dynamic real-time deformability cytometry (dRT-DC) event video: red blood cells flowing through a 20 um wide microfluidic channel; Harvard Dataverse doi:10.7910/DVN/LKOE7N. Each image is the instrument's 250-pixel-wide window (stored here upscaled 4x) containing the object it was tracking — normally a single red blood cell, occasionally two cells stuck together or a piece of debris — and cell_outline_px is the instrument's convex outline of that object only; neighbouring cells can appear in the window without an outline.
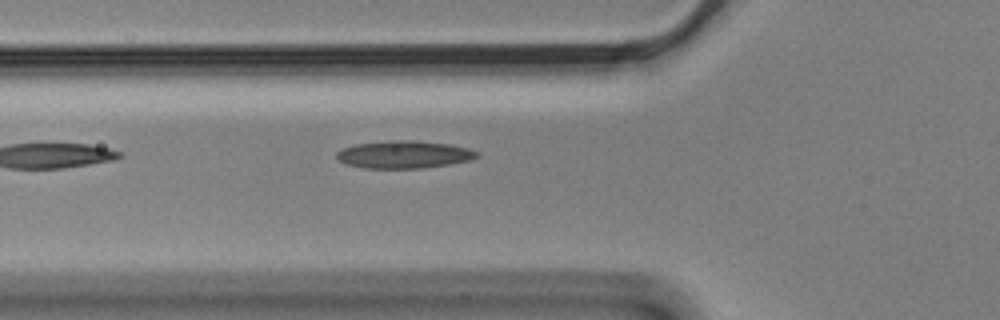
{"species": "Egyptian fruit bat (a non-hibernating species)", "species_latin": "Rousettus aegyptiacus", "temperature_condition": "cold", "stored_images_in_passage": 5, "camera_frame_rate_fps": 3000, "um_per_image_px": 0.085, "animal": {"sex": "male"}, "frame": {"image": 1, "passage_image": 5, "time_ms": 1.333, "image_size_px": [1000, 320], "cell_outline_px": [[480, 156], [472, 160], [448, 164], [420, 168], [364, 168], [348, 164], [340, 160], [336, 156], [336, 152], [344, 148], [356, 144], [392, 140], [416, 140], [452, 144], [468, 148], [480, 152]], "centroid_in_image_um": [34.41, 13.12], "position_along_channel_um": 91.4, "area_um2": 22.54}}